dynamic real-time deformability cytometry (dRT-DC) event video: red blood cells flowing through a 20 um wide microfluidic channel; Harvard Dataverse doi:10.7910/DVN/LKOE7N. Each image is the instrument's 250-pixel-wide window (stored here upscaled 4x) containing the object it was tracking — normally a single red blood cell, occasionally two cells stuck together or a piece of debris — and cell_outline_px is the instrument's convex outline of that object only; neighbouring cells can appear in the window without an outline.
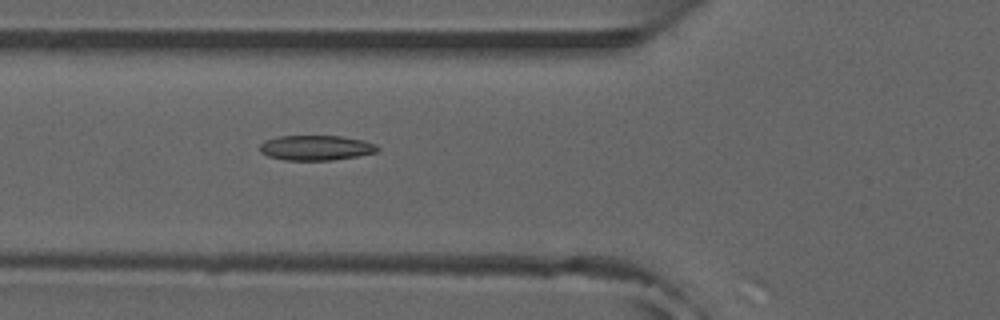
{"species": "common noctule bat (a hibernating species)", "species_latin": "Nyctalus noctula", "temperature_condition": "room temperature", "stored_images_in_passage": 4, "camera_frame_rate_fps": 3000, "um_per_image_px": 0.085, "animal": {"sex": "male", "forearm_length_mm": 52.5}, "frame": {"image": 1, "passage_image": 3, "time_ms": 0.667, "image_size_px": [1000, 320], "cell_outline_px": [[380, 148], [376, 152], [356, 156], [332, 160], [284, 160], [268, 156], [260, 152], [260, 144], [264, 140], [280, 136], [340, 136], [364, 140], [376, 144]], "centroid_in_image_um": [26.85, 12.56], "position_along_channel_um": 99.0, "area_um2": 17.17}}